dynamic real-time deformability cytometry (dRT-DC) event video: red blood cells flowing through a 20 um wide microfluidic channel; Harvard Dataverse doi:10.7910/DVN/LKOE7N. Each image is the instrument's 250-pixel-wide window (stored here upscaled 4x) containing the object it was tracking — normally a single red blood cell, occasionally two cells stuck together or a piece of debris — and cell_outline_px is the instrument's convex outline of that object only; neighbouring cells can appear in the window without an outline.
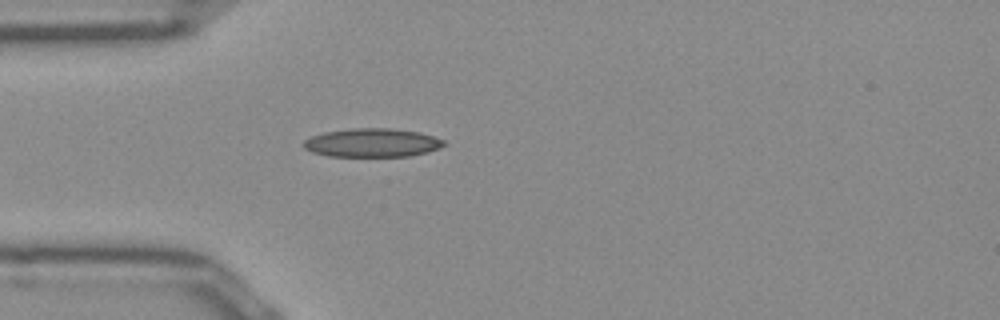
{"species": "Egyptian fruit bat (a non-hibernating species)", "species_latin": "Rousettus aegyptiacus", "temperature_condition": "room temperature", "stored_images_in_passage": 38, "camera_frame_rate_fps": 3000, "um_per_image_px": 0.085, "frame": {"image": 1, "passage_image": 1, "time_ms": 0.0, "image_size_px": [1000, 320], "cell_outline_px": [[448, 144], [440, 148], [428, 152], [412, 156], [328, 156], [312, 152], [304, 148], [304, 140], [312, 136], [324, 132], [352, 128], [388, 128], [420, 132], [444, 140]], "centroid_in_image_um": [31.67, 12.13], "position_along_channel_um": 53.3, "area_um2": 23.47}}
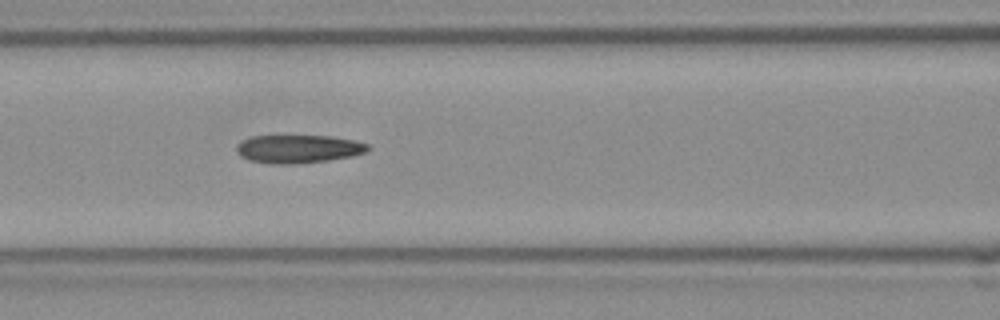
{"frame": {"image": 2, "passage_image": 8, "time_ms": 2.333, "image_size_px": [1000, 320], "cell_outline_px": [[368, 148], [364, 152], [352, 156], [328, 160], [284, 164], [252, 160], [240, 156], [236, 148], [236, 144], [240, 140], [252, 136], [332, 136], [352, 140], [368, 144]], "centroid_in_image_um": [25.33, 12.63], "position_along_channel_um": 141.3, "area_um2": 21.1}}
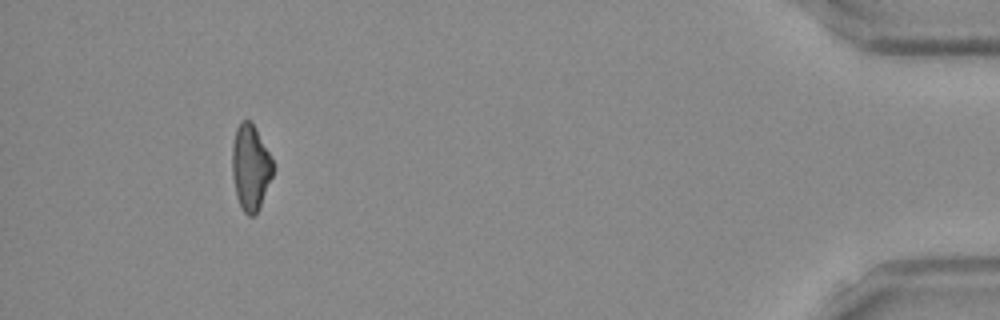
{"frame": {"image": 3, "passage_image": 34, "time_ms": 11.0, "image_size_px": [1000, 320], "cell_outline_px": [[272, 176], [260, 204], [256, 212], [252, 216], [248, 216], [244, 212], [236, 196], [232, 176], [232, 144], [236, 128], [240, 120], [252, 120], [272, 160]], "centroid_in_image_um": [21.26, 14.18], "position_along_channel_um": 413.9, "area_um2": 20.11}, "authors_computed_cell_mechanics": {"area_um2": 21.2993, "velocity_mm_per_s": 3.9544, "shape_relaxation_time_tau1_ms": null, "shape_relaxation_time_tau2_ms": 2.0022, "deformation_change_tau1": null, "deformation_change_tau2": 0.1058}}